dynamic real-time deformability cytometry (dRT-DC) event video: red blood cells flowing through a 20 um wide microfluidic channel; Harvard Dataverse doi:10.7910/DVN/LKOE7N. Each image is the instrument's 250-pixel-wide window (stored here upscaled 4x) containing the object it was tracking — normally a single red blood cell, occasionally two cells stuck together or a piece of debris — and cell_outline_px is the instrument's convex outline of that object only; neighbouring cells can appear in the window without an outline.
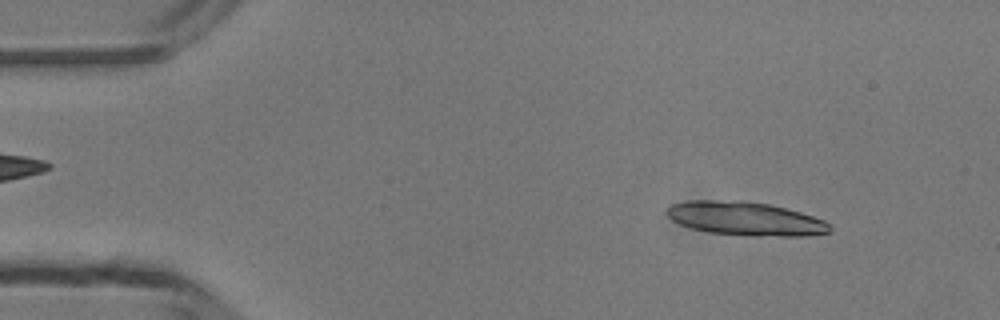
{"species": "common noctule bat (a hibernating species)", "species_latin": "Nyctalus noctula", "temperature_condition": "room temperature", "stored_images_in_passage": 48, "camera_frame_rate_fps": 3000, "um_per_image_px": 0.085, "animal": {"sex": "male", "body_mass_g": 13.3}, "frame": {"image": 1, "passage_image": 5, "time_ms": 1.333, "image_size_px": [1000, 320], "cell_outline_px": [[832, 228], [828, 232], [804, 236], [756, 236], [708, 232], [692, 228], [680, 224], [672, 220], [668, 216], [668, 208], [672, 204], [688, 200], [744, 200], [768, 204], [800, 212], [824, 220]], "centroid_in_image_um": [63.35, 18.58], "position_along_channel_um": 21.7, "area_um2": 31.79}}
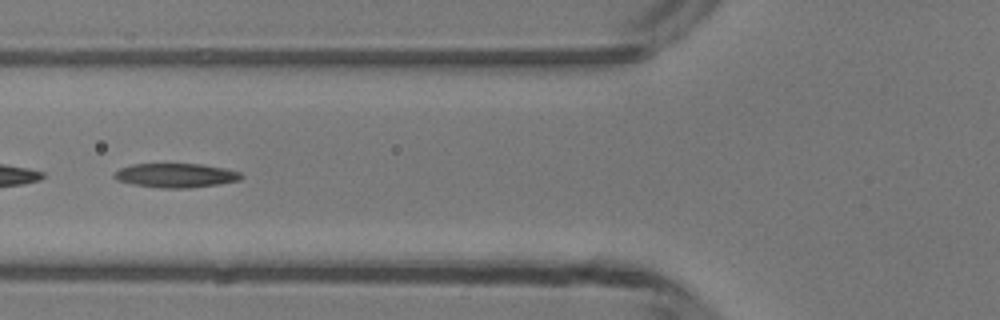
{"frame": {"image": 2, "passage_image": 18, "time_ms": 5.667, "image_size_px": [1000, 320], "cell_outline_px": [[244, 176], [240, 180], [220, 184], [188, 188], [160, 188], [132, 184], [116, 180], [112, 176], [120, 168], [132, 164], [204, 164], [224, 168], [240, 172]], "centroid_in_image_um": [14.95, 14.91], "position_along_channel_um": 110.8, "area_um2": 17.98}}
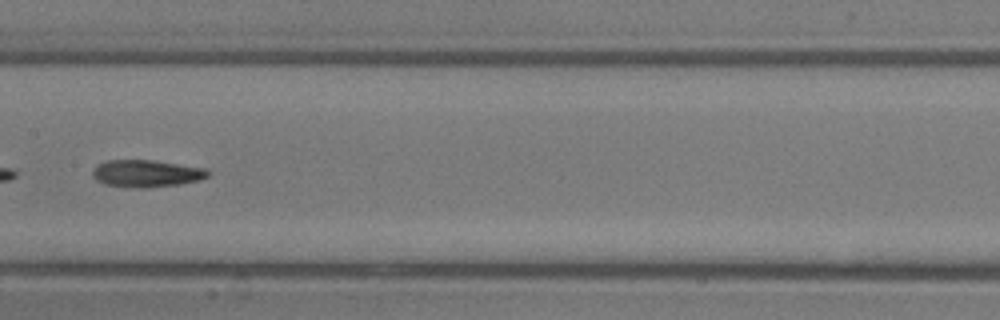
{"frame": {"image": 3, "passage_image": 24, "time_ms": 7.667, "image_size_px": [1000, 320], "cell_outline_px": [[212, 172], [208, 176], [200, 180], [180, 184], [148, 188], [140, 188], [104, 184], [96, 180], [92, 176], [92, 168], [96, 164], [108, 160], [152, 160], [208, 168]], "centroid_in_image_um": [12.46, 14.74], "position_along_channel_um": 194.9, "area_um2": 18.55}, "authors_computed_cell_mechanics": {"area_um2": 18.207, "velocity_mm_per_s": 4.175, "shape_relaxation_time_tau1_ms": 9.201, "shape_relaxation_time_tau2_ms": 8.0094, "deformation_change_tau1": 0.2392, "deformation_change_tau2": 0.2001}}